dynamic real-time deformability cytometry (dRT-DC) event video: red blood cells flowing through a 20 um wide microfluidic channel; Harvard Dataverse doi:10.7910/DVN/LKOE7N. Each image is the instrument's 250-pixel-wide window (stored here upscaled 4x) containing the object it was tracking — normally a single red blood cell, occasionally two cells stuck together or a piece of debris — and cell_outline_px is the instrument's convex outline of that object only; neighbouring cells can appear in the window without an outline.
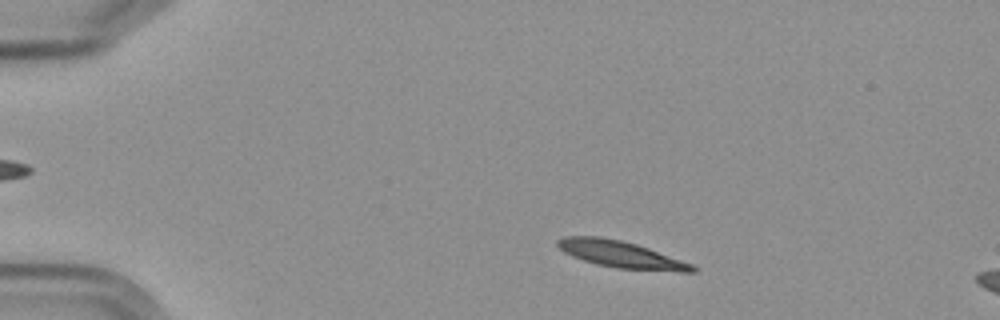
{"species": "Egyptian fruit bat (a non-hibernating species)", "species_latin": "Rousettus aegyptiacus", "temperature_condition": "cold", "stored_images_in_passage": 3, "camera_frame_rate_fps": 3000, "um_per_image_px": 0.085, "frame": {"image": 1, "passage_image": 1, "time_ms": 0.0, "image_size_px": [1000, 320], "cell_outline_px": [[696, 272], [680, 272], [616, 268], [596, 264], [572, 256], [564, 252], [556, 244], [556, 240], [564, 236], [600, 236], [620, 240], [636, 244], [648, 248], [692, 264], [696, 268]], "centroid_in_image_um": [52.76, 21.62], "position_along_channel_um": 32.2, "area_um2": 20.92}}